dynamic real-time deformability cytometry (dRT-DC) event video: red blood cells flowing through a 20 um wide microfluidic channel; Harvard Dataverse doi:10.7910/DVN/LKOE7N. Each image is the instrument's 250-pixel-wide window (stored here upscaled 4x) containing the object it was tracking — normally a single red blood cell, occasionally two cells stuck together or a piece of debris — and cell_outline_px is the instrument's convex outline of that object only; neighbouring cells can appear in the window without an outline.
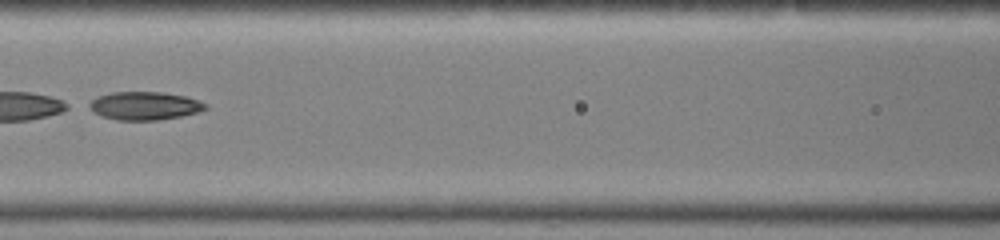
{"species": "common noctule bat (a hibernating species)", "species_latin": "Nyctalus noctula", "temperature_condition": "warm", "stored_images_in_passage": 38, "camera_frame_rate_fps": 3000, "um_per_image_px": 0.085, "animal": {"sex": "female", "body_mass_g": 19.0, "forearm_length_mm": 51.5}, "frame": {"image": 1, "passage_image": 18, "time_ms": 5.667, "image_size_px": [1000, 240], "cell_outline_px": [[208, 108], [196, 112], [180, 116], [156, 120], [116, 120], [100, 116], [84, 108], [84, 104], [96, 96], [112, 92], [160, 92], [184, 96], [208, 104]], "centroid_in_image_um": [12.15, 8.99], "position_along_channel_um": 154.5, "area_um2": 19.36}}
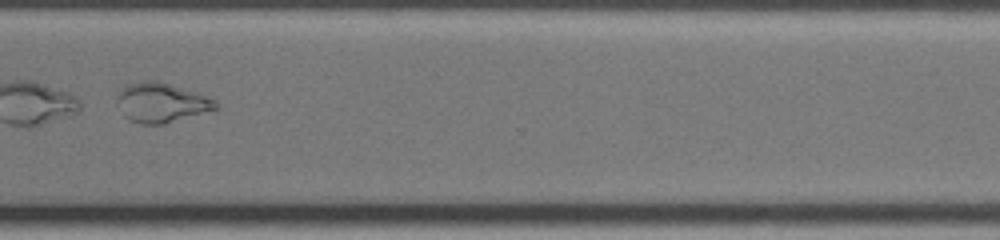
{"frame": {"image": 2, "passage_image": 30, "time_ms": 9.667, "image_size_px": [1000, 240], "cell_outline_px": [[220, 108], [164, 124], [140, 124], [128, 120], [124, 116], [116, 100], [116, 88], [140, 80], [156, 80], [172, 84], [208, 96], [216, 100]], "centroid_in_image_um": [13.68, 8.7], "position_along_channel_um": 356.9, "area_um2": 23.29}}